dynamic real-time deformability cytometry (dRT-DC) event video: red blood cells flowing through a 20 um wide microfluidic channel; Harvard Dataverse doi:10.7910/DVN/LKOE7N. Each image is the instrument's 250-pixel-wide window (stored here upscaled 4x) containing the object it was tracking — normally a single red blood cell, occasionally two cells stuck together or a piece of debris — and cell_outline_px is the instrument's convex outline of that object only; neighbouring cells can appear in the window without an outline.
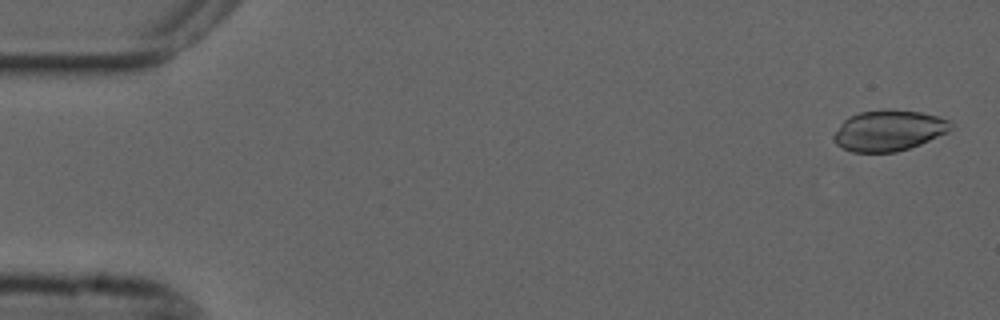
{"species": "common noctule bat (a hibernating species)", "species_latin": "Nyctalus noctula", "temperature_condition": "cold", "stored_images_in_passage": 27, "camera_frame_rate_fps": 3000, "um_per_image_px": 0.085, "animal": {"sex": "male", "forearm_length_mm": 52.5}, "frame": {"image": 1, "passage_image": 2, "time_ms": 0.333, "image_size_px": [1000, 320], "cell_outline_px": [[952, 128], [948, 132], [920, 144], [896, 152], [852, 152], [840, 148], [832, 140], [832, 136], [840, 124], [848, 116], [860, 112], [888, 108], [892, 108], [920, 112], [952, 120]], "centroid_in_image_um": [75.52, 11.08], "position_along_channel_um": 9.5, "area_um2": 28.21}}
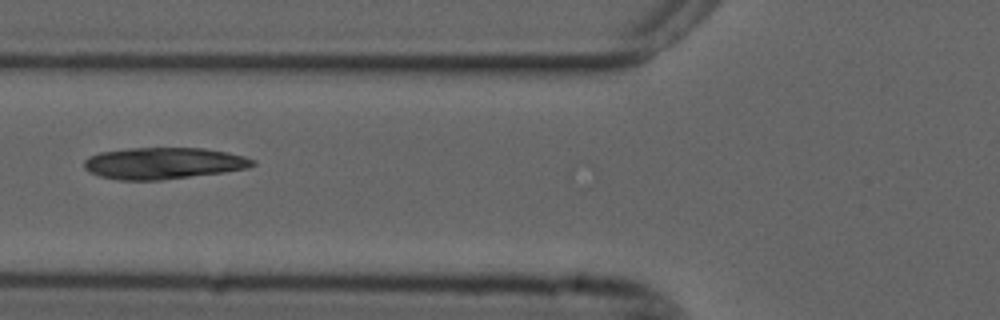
{"frame": {"image": 2, "passage_image": 21, "time_ms": 6.667, "image_size_px": [1000, 320], "cell_outline_px": [[256, 164], [248, 168], [224, 172], [160, 180], [120, 180], [100, 176], [88, 172], [84, 168], [84, 160], [88, 156], [100, 152], [132, 148], [204, 148], [228, 152], [244, 156], [256, 160]], "centroid_in_image_um": [13.9, 13.87], "position_along_channel_um": 111.9, "area_um2": 31.1}}
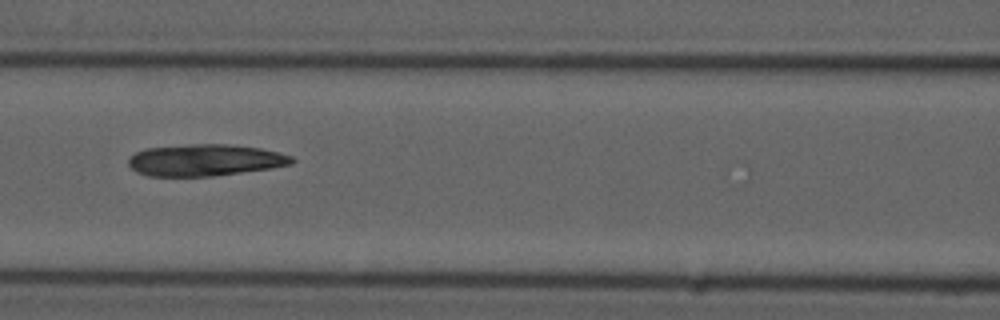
{"frame": {"image": 3, "passage_image": 24, "time_ms": 7.667, "image_size_px": [1000, 320], "cell_outline_px": [[296, 160], [292, 164], [272, 168], [212, 176], [148, 176], [136, 172], [128, 164], [128, 160], [136, 152], [144, 148], [192, 144], [224, 144], [260, 148], [292, 156]], "centroid_in_image_um": [17.42, 13.61], "position_along_channel_um": 149.2, "area_um2": 30.11}}